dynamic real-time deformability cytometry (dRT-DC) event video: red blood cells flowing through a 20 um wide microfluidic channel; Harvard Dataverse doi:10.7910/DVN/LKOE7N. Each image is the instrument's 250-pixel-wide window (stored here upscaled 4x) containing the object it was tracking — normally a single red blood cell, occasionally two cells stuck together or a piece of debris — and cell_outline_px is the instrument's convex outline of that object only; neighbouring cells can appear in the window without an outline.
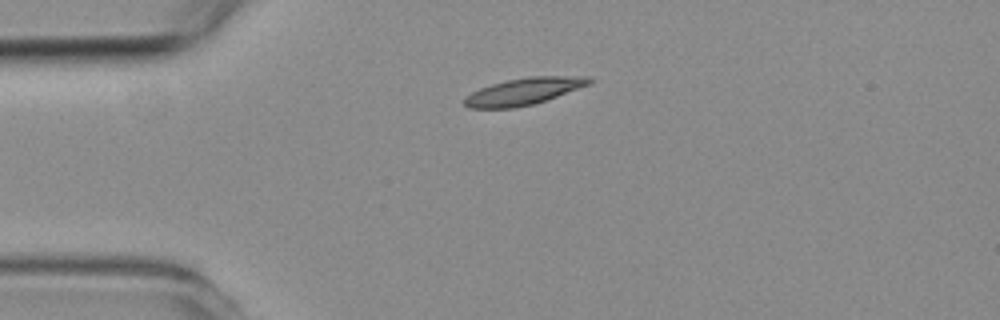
{"species": "common noctule bat (a hibernating species)", "species_latin": "Nyctalus noctula", "temperature_condition": "room temperature", "stored_images_in_passage": 4, "camera_frame_rate_fps": 3000, "um_per_image_px": 0.085, "animal": {"sex": "female", "body_mass_g": 19.3, "forearm_length_mm": 54.1}, "frame": {"image": 1, "passage_image": 1, "time_ms": 0.0, "image_size_px": [1000, 320], "cell_outline_px": [[592, 84], [536, 104], [512, 108], [468, 108], [464, 104], [464, 96], [480, 88], [492, 84], [508, 80], [528, 76], [588, 76], [592, 80]], "centroid_in_image_um": [44.55, 7.77], "position_along_channel_um": 40.4, "area_um2": 19.77}}
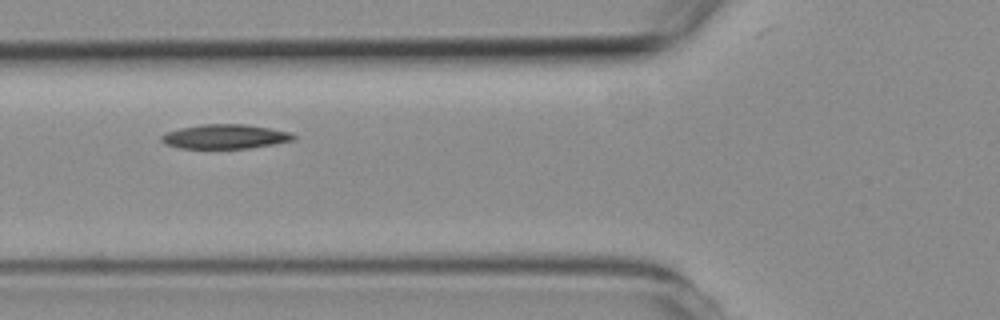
{"frame": {"image": 2, "passage_image": 3, "time_ms": 2.333, "image_size_px": [1000, 320], "cell_outline_px": [[296, 136], [292, 140], [272, 144], [248, 148], [180, 148], [168, 144], [160, 140], [160, 136], [168, 132], [180, 128], [204, 124], [244, 124], [292, 132]], "centroid_in_image_um": [19.13, 11.6], "position_along_channel_um": 106.7, "area_um2": 18.44}}
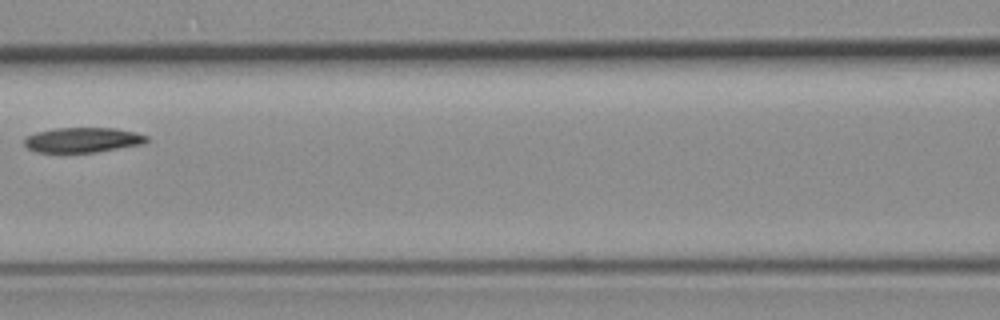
{"frame": {"image": 3, "passage_image": 4, "time_ms": 3.667, "image_size_px": [1000, 320], "cell_outline_px": [[148, 140], [144, 144], [96, 152], [36, 152], [28, 148], [24, 144], [24, 136], [36, 132], [56, 128], [116, 128], [136, 132], [148, 136]], "centroid_in_image_um": [7.03, 11.89], "position_along_channel_um": 159.6, "area_um2": 17.92}}